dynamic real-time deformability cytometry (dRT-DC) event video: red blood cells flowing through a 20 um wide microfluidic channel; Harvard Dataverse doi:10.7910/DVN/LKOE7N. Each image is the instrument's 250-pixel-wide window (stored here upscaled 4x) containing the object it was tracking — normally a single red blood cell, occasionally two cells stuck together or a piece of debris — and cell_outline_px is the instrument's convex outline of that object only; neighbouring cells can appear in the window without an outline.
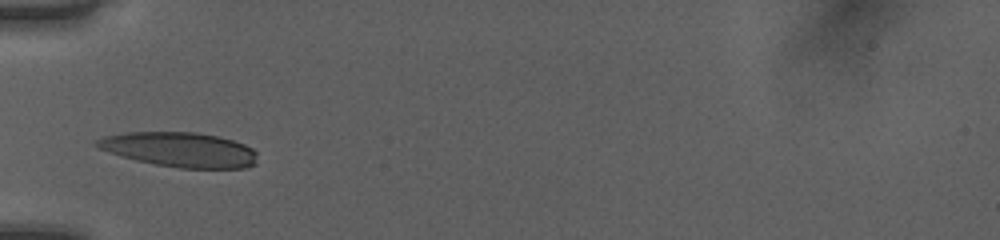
{"species": "human", "species_latin": "Homo sapiens", "temperature_condition": "room temperature", "stored_images_in_passage": 29, "camera_frame_rate_fps": 3000, "um_per_image_px": 0.085, "donor": {"sex": "female"}, "frame": {"image": 1, "passage_image": 1, "time_ms": 0.0, "image_size_px": [1000, 240], "cell_outline_px": [[256, 164], [244, 168], [180, 168], [156, 164], [136, 160], [108, 152], [96, 148], [92, 144], [96, 140], [104, 136], [128, 132], [196, 132], [216, 136], [232, 140], [244, 144], [252, 148], [256, 152]], "centroid_in_image_um": [15.25, 12.71], "position_along_channel_um": 69.7, "area_um2": 32.48}}
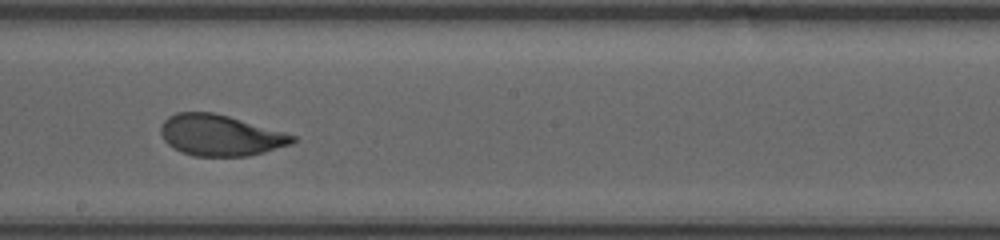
{"frame": {"image": 2, "passage_image": 13, "time_ms": 4.0, "image_size_px": [1000, 240], "cell_outline_px": [[296, 140], [292, 144], [264, 152], [248, 156], [192, 156], [180, 152], [172, 148], [164, 140], [160, 132], [160, 128], [164, 120], [168, 116], [176, 112], [212, 112], [228, 116], [284, 132], [296, 136]], "centroid_in_image_um": [18.69, 11.51], "position_along_channel_um": 229.5, "area_um2": 31.56}}
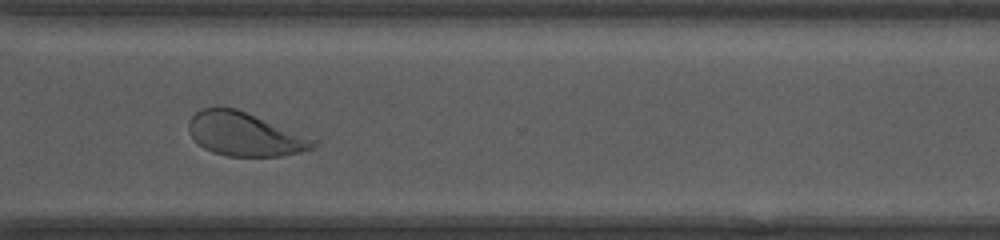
{"frame": {"image": 3, "passage_image": 22, "time_ms": 7.0, "image_size_px": [1000, 240], "cell_outline_px": [[320, 140], [312, 148], [300, 152], [280, 156], [228, 156], [212, 152], [204, 148], [192, 136], [188, 128], [188, 120], [200, 108], [220, 104], [236, 108]], "centroid_in_image_um": [20.8, 11.37], "position_along_channel_um": 349.8, "area_um2": 32.08}, "authors_computed_cell_mechanics": {"area_um2": 31.9056, "velocity_mm_per_s": 4.0233, "shape_relaxation_time_tau1_ms": 2.5834, "shape_relaxation_time_tau2_ms": 0.7672, "deformation_change_tau1": 0.1631, "deformation_change_tau2": 0.0625}}